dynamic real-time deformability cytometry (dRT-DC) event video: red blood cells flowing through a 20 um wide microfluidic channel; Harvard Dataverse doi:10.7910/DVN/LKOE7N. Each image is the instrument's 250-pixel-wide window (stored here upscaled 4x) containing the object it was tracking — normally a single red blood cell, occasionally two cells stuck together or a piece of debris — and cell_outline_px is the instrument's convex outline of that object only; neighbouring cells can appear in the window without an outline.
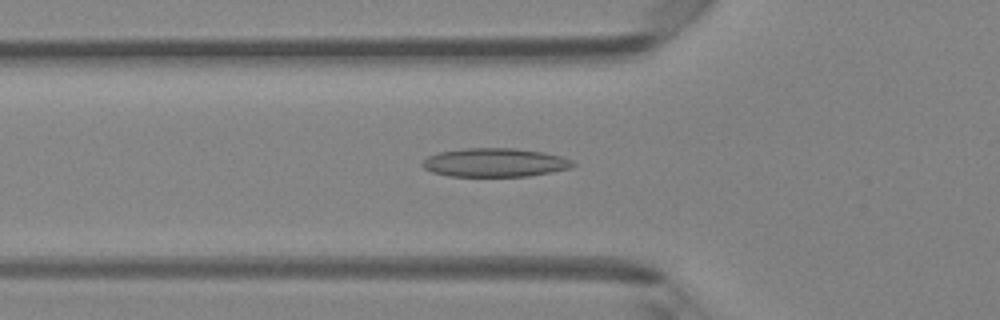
{"species": "Egyptian fruit bat (a non-hibernating species)", "species_latin": "Rousettus aegyptiacus", "temperature_condition": "room temperature", "stored_images_in_passage": 47, "camera_frame_rate_fps": 3000, "um_per_image_px": 0.085, "animal": {"sex": "female"}, "frame": {"image": 1, "passage_image": 16, "time_ms": 5.0, "image_size_px": [1000, 320], "cell_outline_px": [[576, 164], [568, 168], [552, 172], [528, 176], [448, 176], [432, 172], [424, 168], [420, 164], [428, 156], [436, 152], [464, 148], [516, 148], [544, 152], [560, 156], [572, 160]], "centroid_in_image_um": [42.03, 13.81], "position_along_channel_um": 83.8, "area_um2": 25.26}}
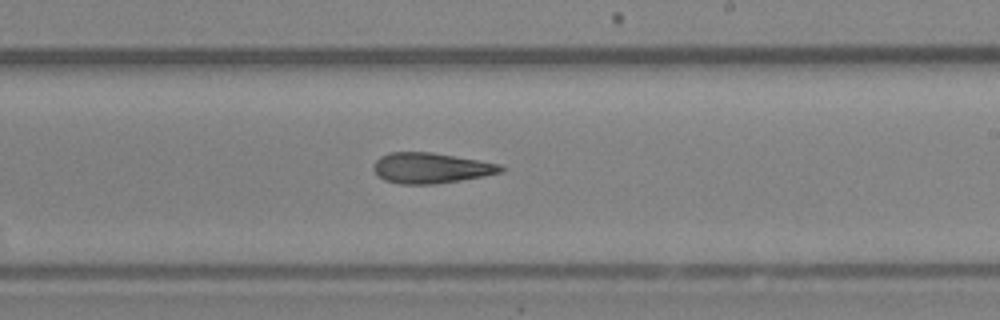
{"frame": {"image": 2, "passage_image": 28, "time_ms": 9.0, "image_size_px": [1000, 320], "cell_outline_px": [[504, 172], [484, 176], [436, 184], [400, 184], [384, 180], [376, 176], [372, 168], [376, 160], [380, 156], [388, 152], [432, 152], [500, 164], [504, 168]], "centroid_in_image_um": [36.59, 14.28], "position_along_channel_um": 252.4, "area_um2": 22.77}}
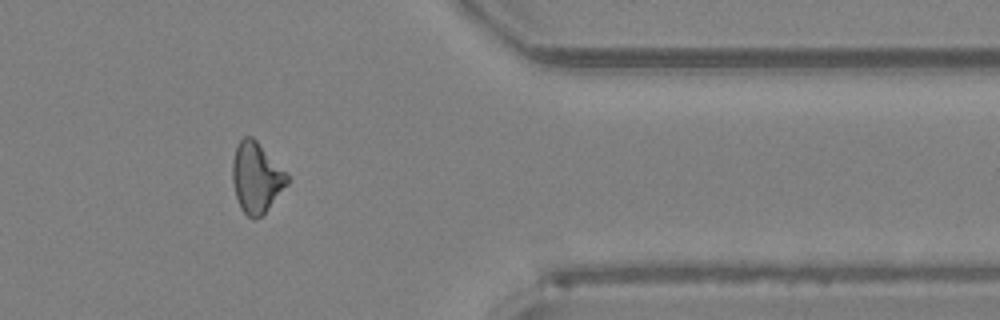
{"frame": {"image": 3, "passage_image": 39, "time_ms": 12.667, "image_size_px": [1000, 320], "cell_outline_px": [[288, 184], [264, 216], [252, 220], [240, 208], [236, 196], [232, 180], [232, 160], [236, 144], [244, 136], [252, 136], [288, 172]], "centroid_in_image_um": [21.8, 15.11], "position_along_channel_um": 389.6, "area_um2": 23.0}, "authors_computed_cell_mechanics": {"area_um2": 23.0622, "velocity_mm_per_s": 4.2239, "shape_relaxation_time_tau1_ms": null, "shape_relaxation_time_tau2_ms": 9.3837, "deformation_change_tau1": null, "deformation_change_tau2": 0.2384}}